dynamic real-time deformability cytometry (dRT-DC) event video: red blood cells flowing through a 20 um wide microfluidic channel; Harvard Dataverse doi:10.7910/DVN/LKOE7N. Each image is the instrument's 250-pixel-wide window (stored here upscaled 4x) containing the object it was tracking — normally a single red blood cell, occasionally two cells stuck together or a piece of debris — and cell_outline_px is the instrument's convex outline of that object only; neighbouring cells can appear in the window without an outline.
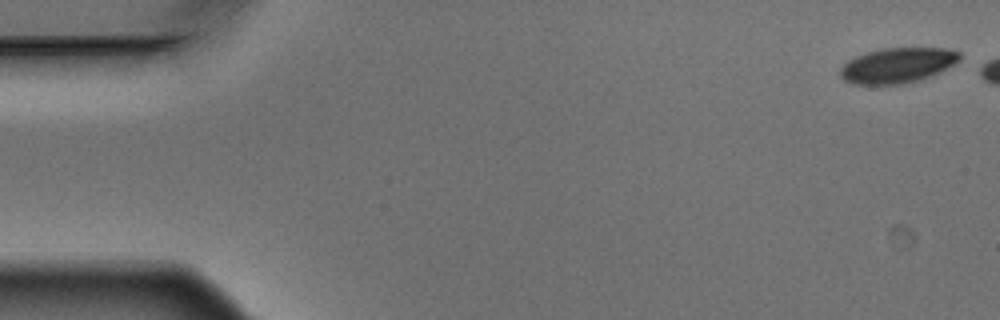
{"species": "Egyptian fruit bat (a non-hibernating species)", "species_latin": "Rousettus aegyptiacus", "temperature_condition": "warm", "stored_images_in_passage": 6, "camera_frame_rate_fps": 3000, "um_per_image_px": 0.085, "animal": {"sex": "male"}, "frame": {"image": 1, "passage_image": 1, "time_ms": 0.0, "image_size_px": [1000, 320], "cell_outline_px": [[960, 60], [956, 64], [940, 72], [920, 80], [904, 84], [852, 84], [844, 80], [840, 76], [840, 68], [848, 60], [856, 56], [868, 52], [884, 48], [948, 48], [960, 52]], "centroid_in_image_um": [76.31, 5.56], "position_along_channel_um": 8.7, "area_um2": 24.62}}
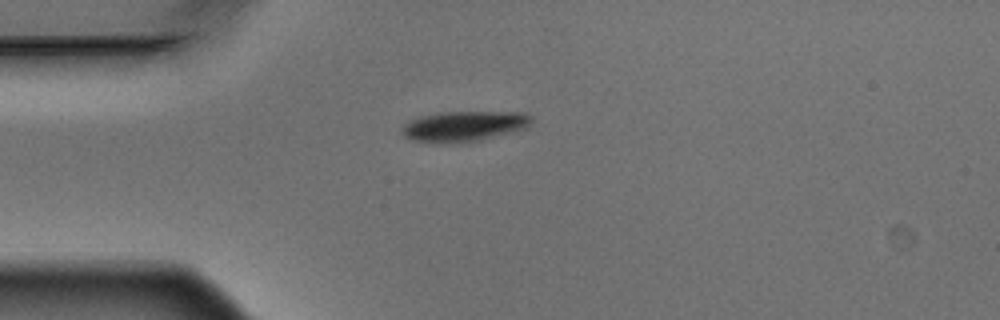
{"frame": {"image": 2, "passage_image": 6, "time_ms": 1.667, "image_size_px": [1000, 320], "cell_outline_px": [[532, 120], [524, 128], [468, 144], [412, 140], [404, 136], [400, 132], [400, 128], [408, 120], [420, 116], [444, 112], [524, 112], [532, 116]], "centroid_in_image_um": [39.41, 10.73], "position_along_channel_um": 45.6, "area_um2": 23.0}}